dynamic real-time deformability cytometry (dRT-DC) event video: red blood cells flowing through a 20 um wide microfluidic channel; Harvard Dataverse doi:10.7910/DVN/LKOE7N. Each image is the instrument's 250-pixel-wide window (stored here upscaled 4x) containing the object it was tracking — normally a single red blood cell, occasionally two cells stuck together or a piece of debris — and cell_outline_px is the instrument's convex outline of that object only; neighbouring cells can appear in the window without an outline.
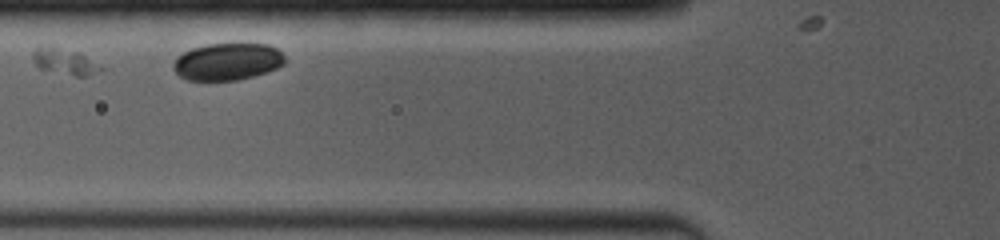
{"species": "common noctule bat (a hibernating species)", "species_latin": "Nyctalus noctula", "temperature_condition": "room temperature", "stored_images_in_passage": 5, "camera_frame_rate_fps": 4000, "um_per_image_px": 0.085, "animal": {"sex": "female", "body_mass_g": 19.0, "forearm_length_mm": 53.3}, "frame": {"image": 1, "passage_image": 3, "time_ms": 1.5, "image_size_px": [1000, 240], "cell_outline_px": [[284, 64], [268, 72], [236, 80], [188, 80], [180, 76], [172, 68], [172, 64], [176, 56], [192, 48], [208, 44], [268, 44], [276, 48], [284, 56]], "centroid_in_image_um": [19.31, 5.24], "position_along_channel_um": 106.5, "area_um2": 24.04}}